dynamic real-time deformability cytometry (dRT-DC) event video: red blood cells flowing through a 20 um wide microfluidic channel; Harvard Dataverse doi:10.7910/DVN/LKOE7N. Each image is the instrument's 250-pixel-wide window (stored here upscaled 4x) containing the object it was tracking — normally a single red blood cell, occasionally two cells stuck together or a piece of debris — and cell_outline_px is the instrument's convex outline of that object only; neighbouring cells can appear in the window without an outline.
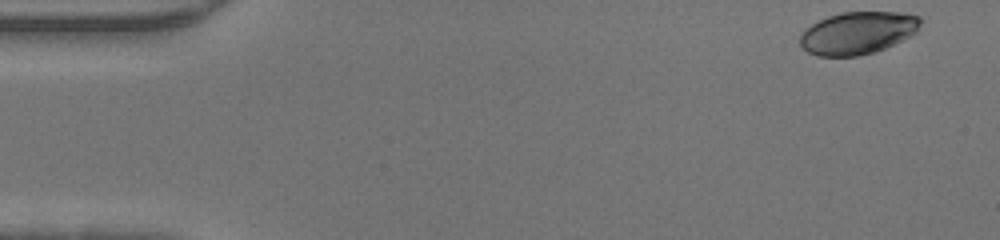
{"species": "human", "species_latin": "Homo sapiens", "temperature_condition": "warm", "stored_images_in_passage": 45, "camera_frame_rate_fps": 3000, "um_per_image_px": 0.085, "donor": {"sex": "male"}, "frame": {"image": 1, "passage_image": 1, "time_ms": 0.0, "image_size_px": [1000, 240], "cell_outline_px": [[920, 24], [916, 32], [884, 48], [872, 52], [856, 56], [816, 56], [808, 52], [800, 44], [800, 32], [812, 24], [828, 16], [840, 12], [900, 12], [920, 16]], "centroid_in_image_um": [72.87, 2.79], "position_along_channel_um": 12.1, "area_um2": 29.54}}
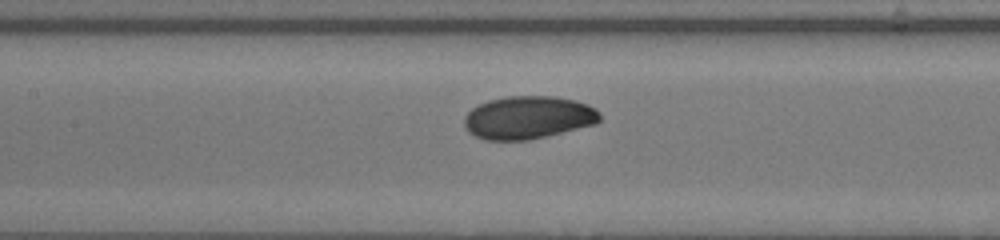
{"frame": {"image": 2, "passage_image": 20, "time_ms": 6.333, "image_size_px": [1000, 240], "cell_outline_px": [[600, 120], [596, 124], [528, 140], [484, 140], [468, 132], [464, 124], [464, 116], [472, 108], [488, 100], [508, 96], [552, 96], [576, 100], [588, 104], [596, 108], [600, 112]], "centroid_in_image_um": [44.9, 9.98], "position_along_channel_um": 162.5, "area_um2": 33.99}}
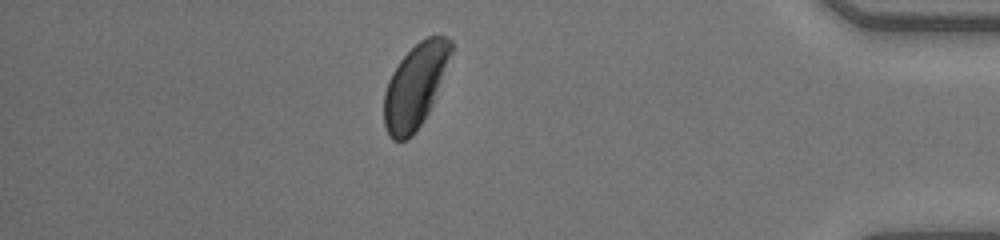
{"frame": {"image": 3, "passage_image": 39, "time_ms": 12.667, "image_size_px": [1000, 240], "cell_outline_px": [[452, 52], [432, 104], [428, 112], [412, 136], [404, 140], [392, 140], [384, 124], [384, 92], [388, 80], [392, 72], [400, 60], [420, 40], [428, 36], [448, 36], [452, 40]], "centroid_in_image_um": [35.28, 7.28], "position_along_channel_um": 399.9, "area_um2": 32.25}}